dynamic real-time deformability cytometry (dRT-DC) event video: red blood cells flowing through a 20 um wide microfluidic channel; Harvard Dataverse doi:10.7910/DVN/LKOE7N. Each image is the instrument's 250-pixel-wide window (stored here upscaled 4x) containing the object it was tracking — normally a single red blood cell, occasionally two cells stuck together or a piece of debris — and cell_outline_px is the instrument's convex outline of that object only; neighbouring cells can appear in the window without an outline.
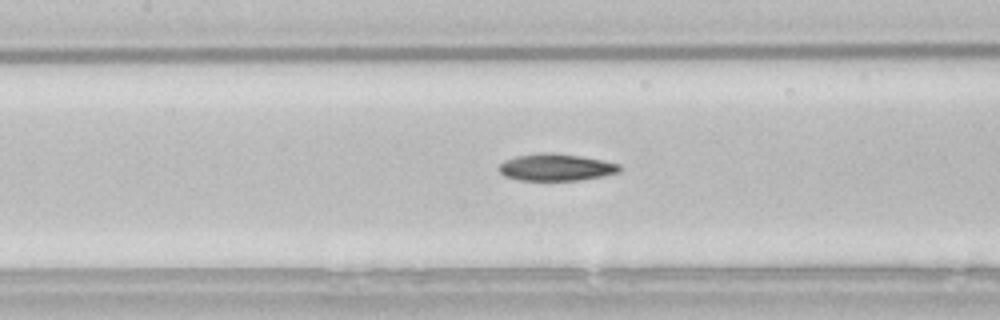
{"species": "common noctule bat (a hibernating species)", "species_latin": "Nyctalus noctula", "temperature_condition": "room temperature", "stored_images_in_passage": 38, "camera_frame_rate_fps": 3000, "um_per_image_px": 0.085, "animal": {"sex": "male", "body_mass_g": 21.5, "forearm_length_mm": 52.0}, "frame": {"image": 1, "passage_image": 14, "time_ms": 4.333, "image_size_px": [1000, 320], "cell_outline_px": [[620, 172], [604, 176], [576, 180], [520, 180], [504, 176], [500, 172], [500, 164], [504, 160], [516, 156], [548, 152], [552, 152], [580, 156], [620, 164]], "centroid_in_image_um": [47.26, 14.22], "position_along_channel_um": 160.1, "area_um2": 18.79}}
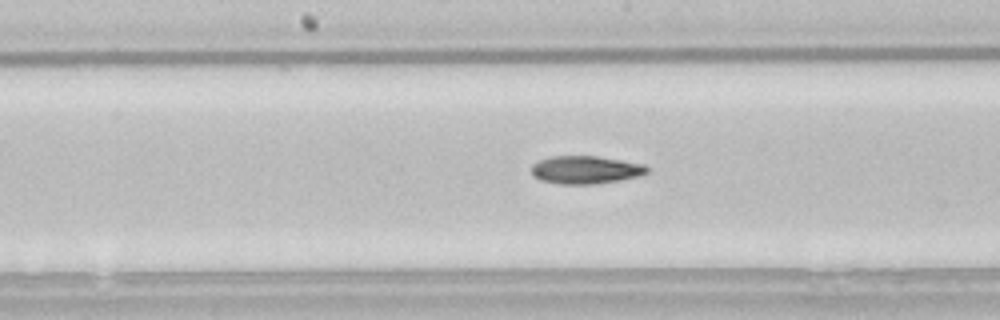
{"frame": {"image": 2, "passage_image": 17, "time_ms": 5.333, "image_size_px": [1000, 320], "cell_outline_px": [[648, 172], [640, 176], [620, 180], [596, 184], [560, 184], [540, 180], [532, 176], [532, 164], [540, 160], [552, 156], [596, 156], [644, 164], [648, 168]], "centroid_in_image_um": [49.77, 14.44], "position_along_channel_um": 198.4, "area_um2": 18.84}}
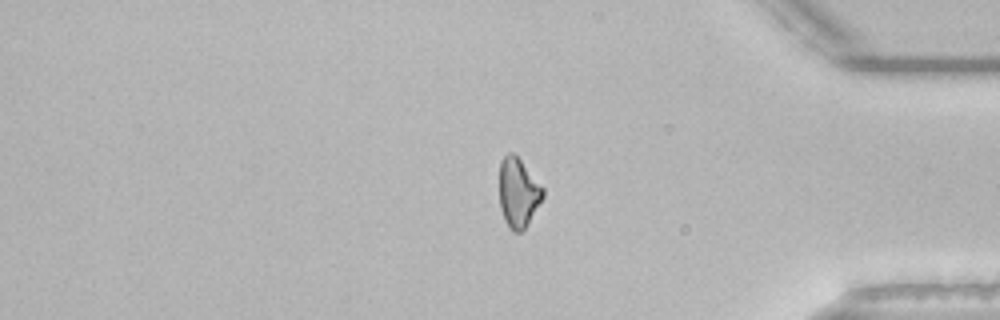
{"frame": {"image": 3, "passage_image": 34, "time_ms": 11.0, "image_size_px": [1000, 320], "cell_outline_px": [[544, 196], [524, 228], [520, 232], [512, 232], [508, 228], [504, 220], [500, 208], [500, 160], [508, 152], [512, 152], [520, 160], [544, 188]], "centroid_in_image_um": [44.03, 16.38], "position_along_channel_um": 391.2, "area_um2": 17.4}, "authors_computed_cell_mechanics": {"area_um2": 18.7272, "velocity_mm_per_s": 3.8304, "shape_relaxation_time_tau1_ms": 5.1312, "shape_relaxation_time_tau2_ms": 10.7555, "deformation_change_tau1": 0.1396, "deformation_change_tau2": 0.2173}}